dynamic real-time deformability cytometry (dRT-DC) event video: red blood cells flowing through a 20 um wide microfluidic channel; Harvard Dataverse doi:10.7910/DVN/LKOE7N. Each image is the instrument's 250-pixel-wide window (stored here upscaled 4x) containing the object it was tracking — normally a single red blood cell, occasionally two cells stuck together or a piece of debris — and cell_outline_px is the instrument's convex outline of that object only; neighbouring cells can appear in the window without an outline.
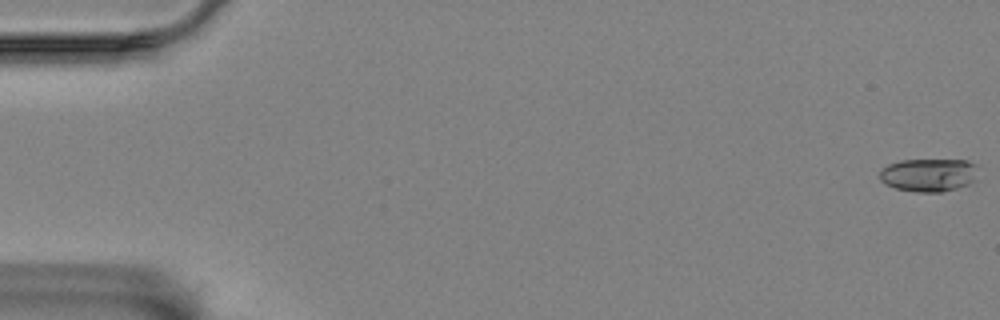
{"species": "Egyptian fruit bat (a non-hibernating species)", "species_latin": "Rousettus aegyptiacus", "temperature_condition": "room temperature", "stored_images_in_passage": 42, "camera_frame_rate_fps": 3000, "um_per_image_px": 0.085, "animal": {"sex": "female"}, "frame": {"image": 1, "passage_image": 1, "time_ms": 0.0, "image_size_px": [1000, 320], "cell_outline_px": [[976, 180], [968, 184], [956, 188], [940, 192], [916, 192], [896, 188], [880, 180], [880, 168], [888, 164], [900, 160], [968, 160], [976, 164]], "centroid_in_image_um": [78.94, 14.86], "position_along_channel_um": 6.1, "area_um2": 19.02}}
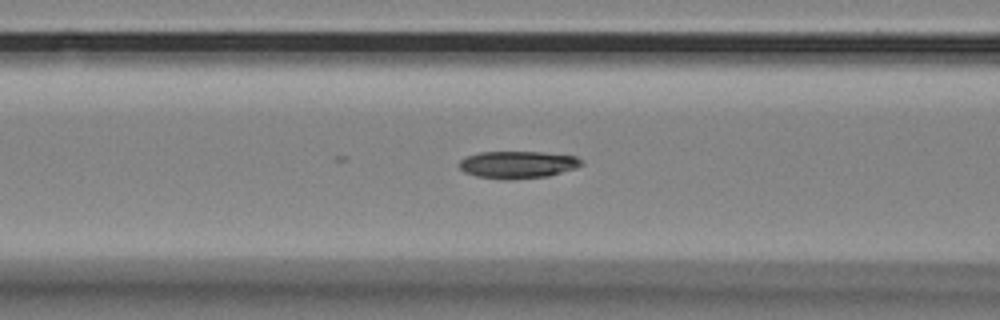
{"frame": {"image": 2, "passage_image": 24, "time_ms": 7.667, "image_size_px": [1000, 320], "cell_outline_px": [[584, 164], [576, 168], [548, 176], [508, 180], [504, 180], [476, 176], [464, 172], [460, 168], [460, 160], [468, 156], [480, 152], [544, 152], [576, 156], [584, 160]], "centroid_in_image_um": [44.05, 14.0], "position_along_channel_um": 122.6, "area_um2": 19.54}}
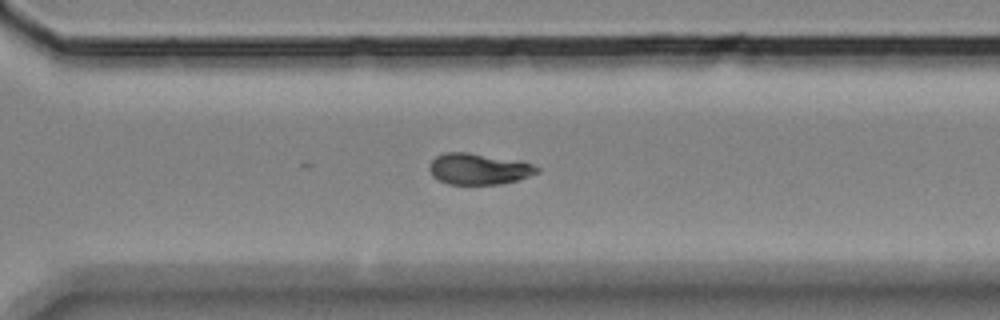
{"frame": {"image": 3, "passage_image": 42, "time_ms": 13.667, "image_size_px": [1000, 320], "cell_outline_px": [[540, 172], [520, 180], [500, 184], [448, 184], [432, 176], [428, 168], [428, 164], [436, 156], [444, 152], [468, 152], [520, 160], [532, 164], [540, 168]], "centroid_in_image_um": [40.71, 14.35], "position_along_channel_um": 329.9, "area_um2": 19.88}}